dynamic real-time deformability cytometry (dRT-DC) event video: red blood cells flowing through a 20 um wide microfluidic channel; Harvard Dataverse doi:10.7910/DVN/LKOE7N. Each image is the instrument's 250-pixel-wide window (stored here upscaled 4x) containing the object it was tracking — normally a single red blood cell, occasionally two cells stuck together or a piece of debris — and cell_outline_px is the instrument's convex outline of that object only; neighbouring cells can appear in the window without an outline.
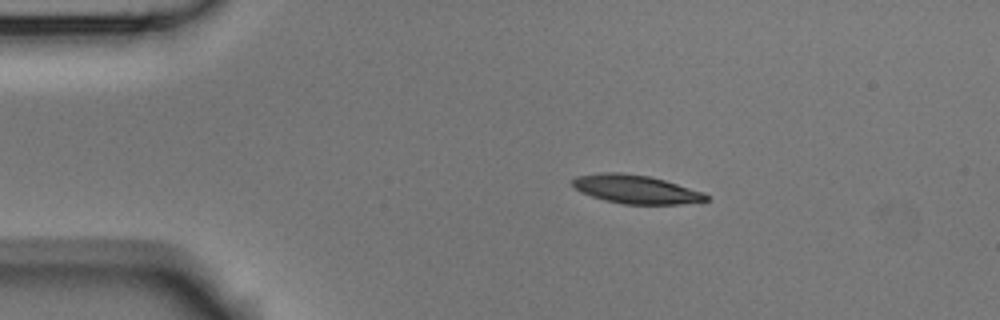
{"species": "Egyptian fruit bat (a non-hibernating species)", "species_latin": "Rousettus aegyptiacus", "temperature_condition": "room temperature", "stored_images_in_passage": 3, "camera_frame_rate_fps": 3000, "um_per_image_px": 0.085, "animal": {"sex": "male"}, "frame": {"image": 1, "passage_image": 1, "time_ms": 0.0, "image_size_px": [1000, 320], "cell_outline_px": [[708, 200], [680, 204], [624, 204], [604, 200], [580, 192], [572, 184], [572, 180], [576, 176], [600, 172], [624, 172], [648, 176], [664, 180], [704, 192], [708, 196]], "centroid_in_image_um": [54.02, 16.08], "position_along_channel_um": 31.0, "area_um2": 22.2}}
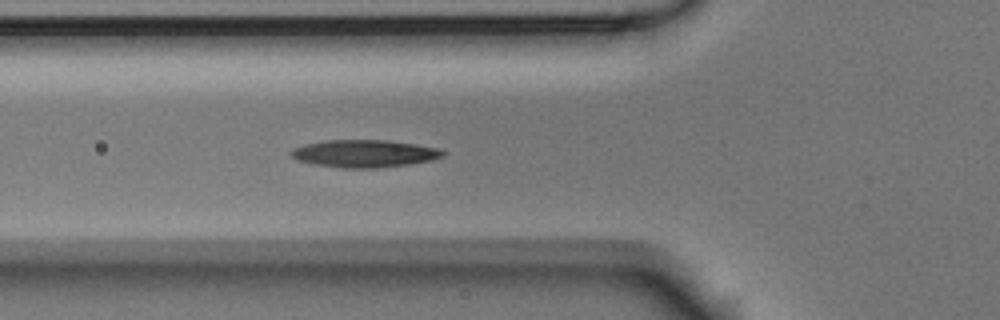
{"frame": {"image": 2, "passage_image": 3, "time_ms": 0.667, "image_size_px": [1000, 320], "cell_outline_px": [[448, 152], [444, 156], [432, 160], [408, 164], [376, 168], [344, 168], [316, 164], [296, 160], [288, 152], [292, 148], [304, 144], [324, 140], [388, 140], [416, 144], [440, 148]], "centroid_in_image_um": [30.99, 13.04], "position_along_channel_um": 94.8, "area_um2": 24.51}}